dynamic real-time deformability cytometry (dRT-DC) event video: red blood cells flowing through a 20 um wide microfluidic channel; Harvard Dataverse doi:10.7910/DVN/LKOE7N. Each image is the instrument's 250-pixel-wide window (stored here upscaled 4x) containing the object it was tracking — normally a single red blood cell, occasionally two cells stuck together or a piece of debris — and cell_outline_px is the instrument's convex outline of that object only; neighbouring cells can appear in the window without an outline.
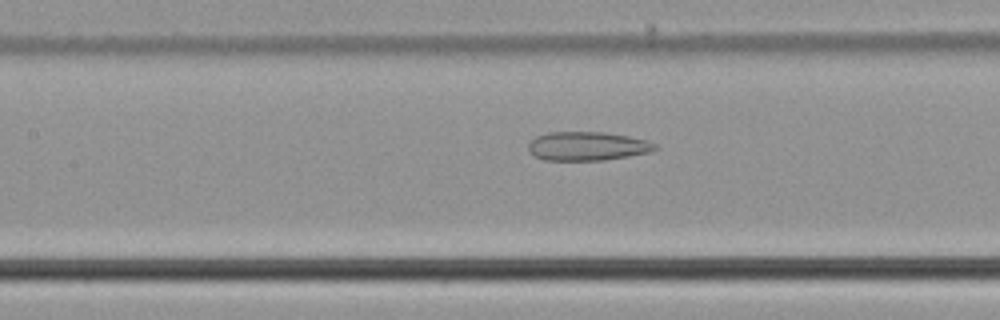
{"species": "common noctule bat (a hibernating species)", "species_latin": "Nyctalus noctula", "temperature_condition": "cold", "stored_images_in_passage": 53, "camera_frame_rate_fps": 3000, "um_per_image_px": 0.085, "animal": {"sex": "male", "body_mass_g": 21.5, "forearm_length_mm": 52.0}, "frame": {"image": 1, "passage_image": 24, "time_ms": 7.667, "image_size_px": [1000, 320], "cell_outline_px": [[660, 148], [652, 152], [604, 160], [544, 160], [536, 156], [528, 148], [528, 144], [536, 136], [548, 132], [604, 132], [628, 136], [648, 140], [656, 144]], "centroid_in_image_um": [49.98, 12.42], "position_along_channel_um": 157.4, "area_um2": 21.33}}
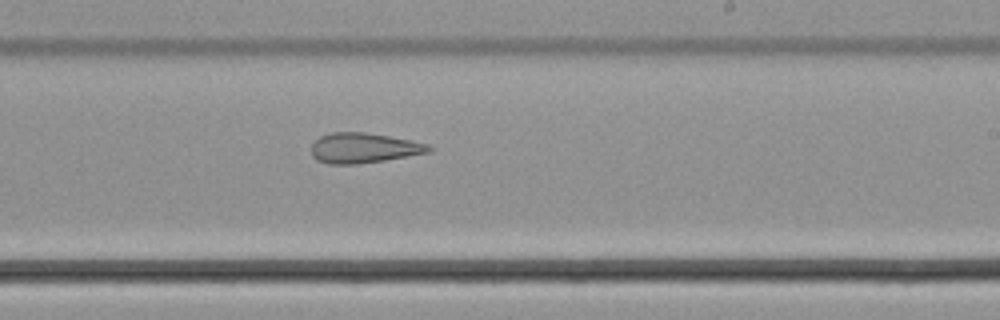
{"frame": {"image": 2, "passage_image": 32, "time_ms": 10.333, "image_size_px": [1000, 320], "cell_outline_px": [[432, 152], [384, 160], [356, 164], [328, 164], [316, 160], [312, 156], [312, 144], [320, 136], [332, 132], [364, 132], [388, 136], [428, 144], [432, 148]], "centroid_in_image_um": [30.89, 12.58], "position_along_channel_um": 258.1, "area_um2": 20.52}}
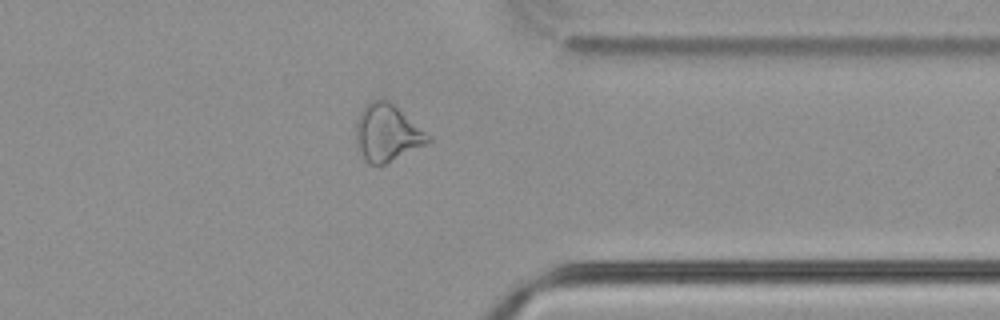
{"frame": {"image": 3, "passage_image": 42, "time_ms": 13.667, "image_size_px": [1000, 320], "cell_outline_px": [[432, 140], [428, 144], [384, 164], [368, 164], [364, 160], [356, 148], [356, 120], [364, 104], [372, 100], [388, 100], [432, 136]], "centroid_in_image_um": [32.9, 11.31], "position_along_channel_um": 378.5, "area_um2": 24.16}, "authors_computed_cell_mechanics": {"area_um2": 25.3164, "velocity_mm_per_s": 3.785, "shape_relaxation_time_tau1_ms": null, "shape_relaxation_time_tau2_ms": 3.8941, "deformation_change_tau1": null, "deformation_change_tau2": 0.1534}}